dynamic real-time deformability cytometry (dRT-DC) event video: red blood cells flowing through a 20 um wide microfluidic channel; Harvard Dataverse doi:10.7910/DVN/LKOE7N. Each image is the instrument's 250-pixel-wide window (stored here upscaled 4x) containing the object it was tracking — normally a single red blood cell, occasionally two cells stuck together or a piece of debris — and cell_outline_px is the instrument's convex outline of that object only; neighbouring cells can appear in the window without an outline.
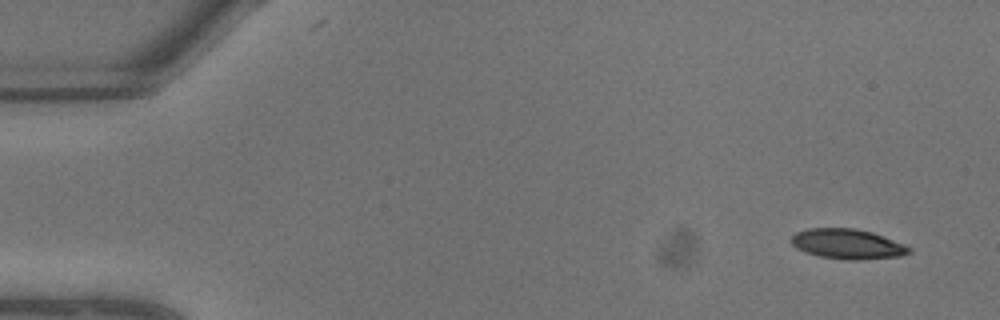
{"species": "common noctule bat (a hibernating species)", "species_latin": "Nyctalus noctula", "temperature_condition": "warm", "stored_images_in_passage": 9, "camera_frame_rate_fps": 3000, "um_per_image_px": 0.085, "animal": {"sex": "male", "body_mass_g": 13.3}, "frame": {"image": 1, "passage_image": 1, "time_ms": 0.0, "image_size_px": [1000, 320], "cell_outline_px": [[912, 252], [900, 256], [856, 260], [848, 260], [820, 256], [804, 252], [796, 248], [788, 240], [796, 232], [808, 228], [856, 228], [872, 232], [884, 236], [904, 244], [912, 248]], "centroid_in_image_um": [72.02, 20.73], "position_along_channel_um": 13.0, "area_um2": 20.75}}
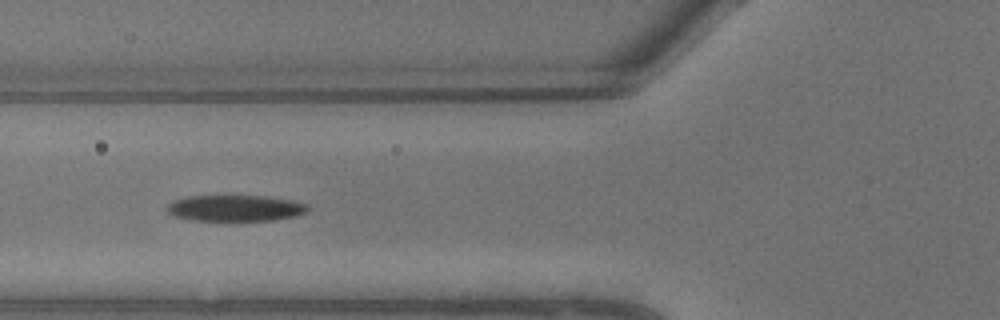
{"frame": {"image": 2, "passage_image": 8, "time_ms": 2.333, "image_size_px": [1000, 320], "cell_outline_px": [[308, 208], [304, 212], [296, 216], [276, 220], [228, 224], [188, 220], [172, 216], [168, 212], [168, 204], [176, 200], [188, 196], [268, 196], [292, 200], [308, 204]], "centroid_in_image_um": [19.98, 17.75], "position_along_channel_um": 105.8, "area_um2": 22.66}}
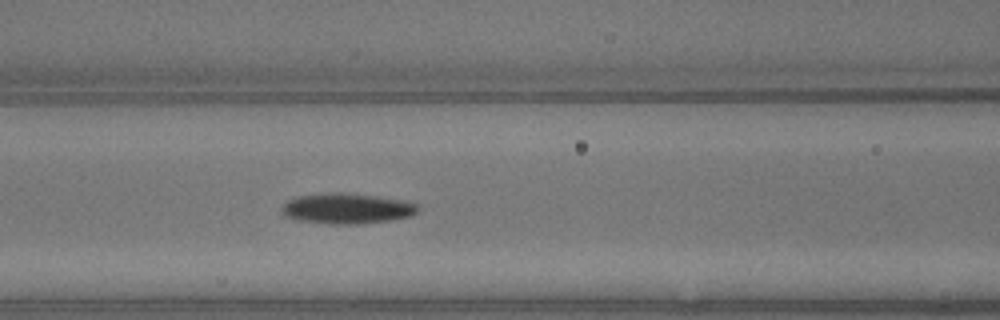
{"frame": {"image": 3, "passage_image": 9, "time_ms": 2.667, "image_size_px": [1000, 320], "cell_outline_px": [[420, 208], [412, 216], [388, 220], [356, 224], [328, 224], [300, 220], [284, 216], [280, 208], [288, 200], [300, 196], [328, 192], [340, 192], [376, 196], [404, 200], [420, 204]], "centroid_in_image_um": [29.51, 17.72], "position_along_channel_um": 137.1, "area_um2": 24.22}}